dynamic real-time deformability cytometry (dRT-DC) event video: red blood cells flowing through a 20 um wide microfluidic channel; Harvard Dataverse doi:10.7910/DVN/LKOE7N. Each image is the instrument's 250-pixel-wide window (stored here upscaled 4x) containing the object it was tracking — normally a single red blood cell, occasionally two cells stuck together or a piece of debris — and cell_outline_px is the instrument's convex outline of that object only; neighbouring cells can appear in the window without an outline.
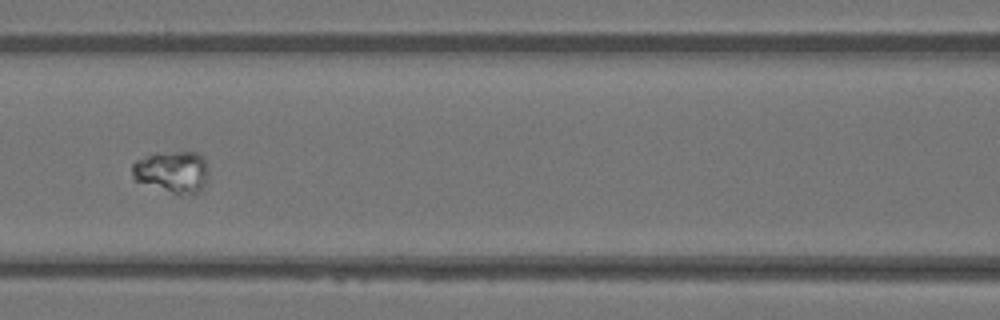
{"species": "Egyptian fruit bat (a non-hibernating species)", "species_latin": "Rousettus aegyptiacus", "temperature_condition": "warm", "stored_images_in_passage": 52, "segment_of_instrument_passage": [2, 2], "camera_frame_rate_fps": 3000, "um_per_image_px": 0.085, "animal": {"sex": "female"}, "frame": {"image": 1, "passage_image": 24, "time_ms": 7.667, "image_size_px": [1000, 320], "cell_outline_px": [[208, 176], [200, 192], [172, 192], [132, 180], [132, 164], [136, 160], [156, 152], [200, 152], [204, 156], [208, 168]], "centroid_in_image_um": [14.63, 14.55], "position_along_channel_um": 152.0, "area_um2": 18.55}}
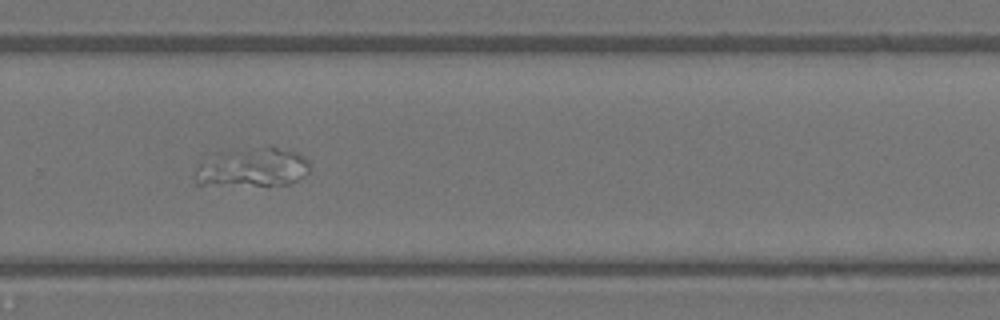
{"frame": {"image": 2, "passage_image": 36, "time_ms": 11.667, "image_size_px": [1000, 320], "cell_outline_px": [[308, 172], [304, 176], [288, 184], [196, 184], [196, 168], [200, 164], [220, 152], [268, 144], [272, 144], [300, 152], [308, 160]], "centroid_in_image_um": [21.55, 14.16], "position_along_channel_um": 308.3, "area_um2": 26.07}}
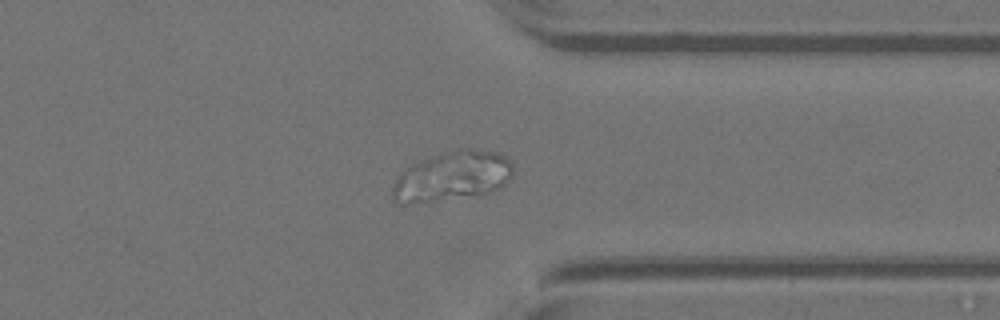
{"frame": {"image": 3, "passage_image": 41, "time_ms": 13.333, "image_size_px": [1000, 320], "cell_outline_px": [[512, 176], [500, 188], [484, 192], [404, 204], [400, 204], [392, 200], [392, 188], [400, 172], [412, 164], [460, 148], [468, 148], [500, 152], [512, 164]], "centroid_in_image_um": [38.43, 14.95], "position_along_channel_um": 373.0, "area_um2": 33.76}}